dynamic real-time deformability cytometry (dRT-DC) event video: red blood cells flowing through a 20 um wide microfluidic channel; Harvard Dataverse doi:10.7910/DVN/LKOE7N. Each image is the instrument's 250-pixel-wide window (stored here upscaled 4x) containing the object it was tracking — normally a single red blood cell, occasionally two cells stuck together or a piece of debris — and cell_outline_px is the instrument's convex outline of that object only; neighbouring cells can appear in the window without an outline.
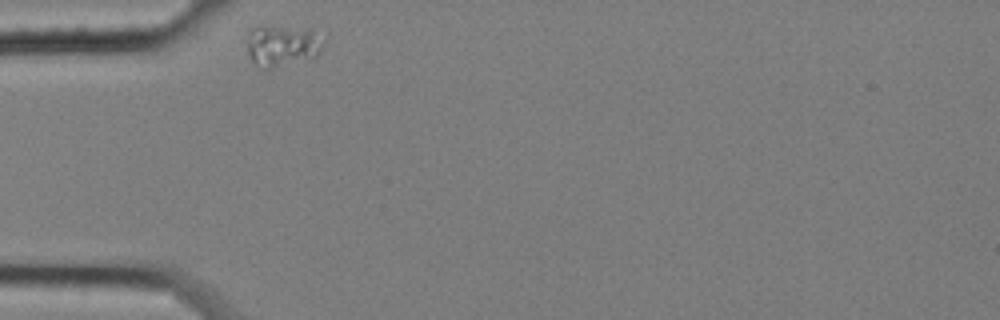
{"species": "common noctule bat (a hibernating species)", "species_latin": "Nyctalus noctula", "temperature_condition": "cold", "stored_images_in_passage": 35, "camera_frame_rate_fps": 3000, "um_per_image_px": 0.085, "animal": {"sex": "female", "body_mass_g": 25.1}, "frame": {"image": 1, "passage_image": 1, "time_ms": 0.0, "image_size_px": [1000, 320], "cell_outline_px": [[324, 48], [312, 60], [272, 68], [260, 68], [252, 60], [248, 52], [248, 32], [256, 24], [264, 24], [312, 28], [324, 40]], "centroid_in_image_um": [24.04, 3.84], "position_along_channel_um": 61.0, "area_um2": 19.42}}
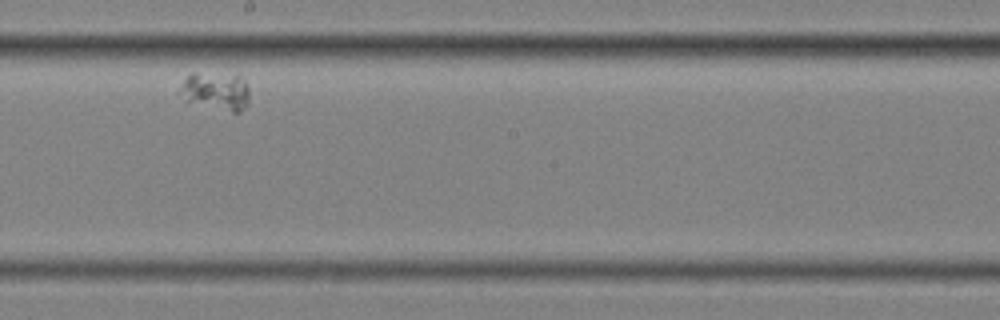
{"frame": {"image": 2, "passage_image": 20, "time_ms": 6.333, "image_size_px": [1000, 320], "cell_outline_px": [[248, 104], [240, 112], [232, 112], [188, 100], [176, 92], [184, 80], [192, 72], [196, 72], [240, 76], [244, 80], [248, 88]], "centroid_in_image_um": [18.35, 7.72], "position_along_channel_um": 229.8, "area_um2": 15.09}}
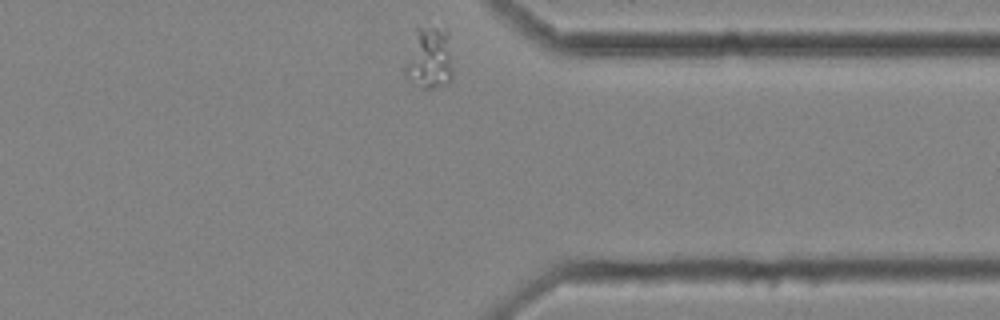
{"frame": {"image": 3, "passage_image": 35, "time_ms": 11.333, "image_size_px": [1000, 320], "cell_outline_px": [[452, 80], [448, 84], [432, 88], [420, 88], [404, 76], [404, 64], [416, 28], [436, 28], [448, 32], [452, 68]], "centroid_in_image_um": [36.48, 5.0], "position_along_channel_um": 374.9, "area_um2": 17.34}}